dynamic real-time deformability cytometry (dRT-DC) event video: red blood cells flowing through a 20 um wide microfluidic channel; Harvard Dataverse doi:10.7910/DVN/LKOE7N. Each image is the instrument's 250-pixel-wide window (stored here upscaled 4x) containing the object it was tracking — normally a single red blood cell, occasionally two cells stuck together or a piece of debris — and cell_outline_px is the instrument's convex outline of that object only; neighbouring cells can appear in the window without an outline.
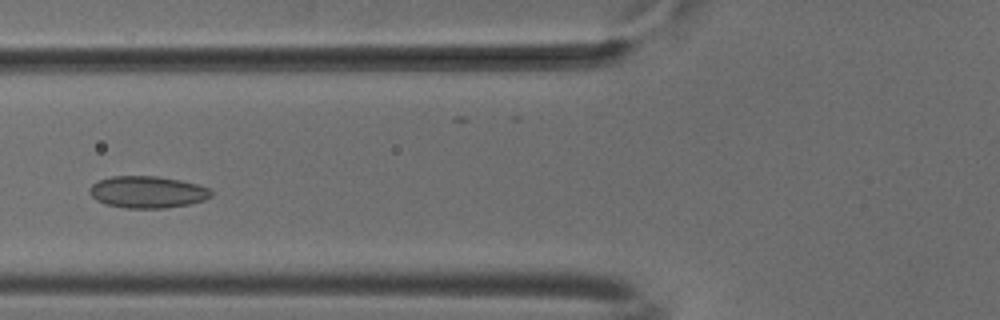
{"species": "common noctule bat (a hibernating species)", "species_latin": "Nyctalus noctula", "temperature_condition": "cold", "stored_images_in_passage": 7, "camera_frame_rate_fps": 3000, "um_per_image_px": 0.085, "animal": {"sex": "male", "body_mass_g": 18.8}, "frame": {"image": 1, "passage_image": 5, "time_ms": 1.333, "image_size_px": [1000, 320], "cell_outline_px": [[212, 196], [204, 200], [188, 204], [164, 208], [124, 208], [104, 204], [96, 200], [88, 192], [88, 188], [96, 180], [112, 176], [156, 176], [180, 180], [200, 184], [212, 188]], "centroid_in_image_um": [12.52, 16.32], "position_along_channel_um": 113.3, "area_um2": 22.95}}
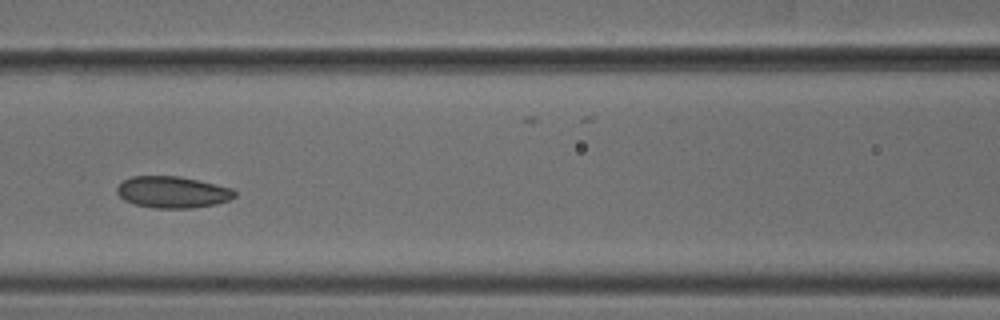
{"frame": {"image": 2, "passage_image": 6, "time_ms": 1.667, "image_size_px": [1000, 320], "cell_outline_px": [[236, 196], [228, 200], [216, 204], [192, 208], [152, 208], [136, 204], [124, 200], [116, 192], [116, 188], [124, 180], [132, 176], [180, 176], [216, 184], [232, 188], [236, 192]], "centroid_in_image_um": [14.67, 16.33], "position_along_channel_um": 151.9, "area_um2": 21.68}}